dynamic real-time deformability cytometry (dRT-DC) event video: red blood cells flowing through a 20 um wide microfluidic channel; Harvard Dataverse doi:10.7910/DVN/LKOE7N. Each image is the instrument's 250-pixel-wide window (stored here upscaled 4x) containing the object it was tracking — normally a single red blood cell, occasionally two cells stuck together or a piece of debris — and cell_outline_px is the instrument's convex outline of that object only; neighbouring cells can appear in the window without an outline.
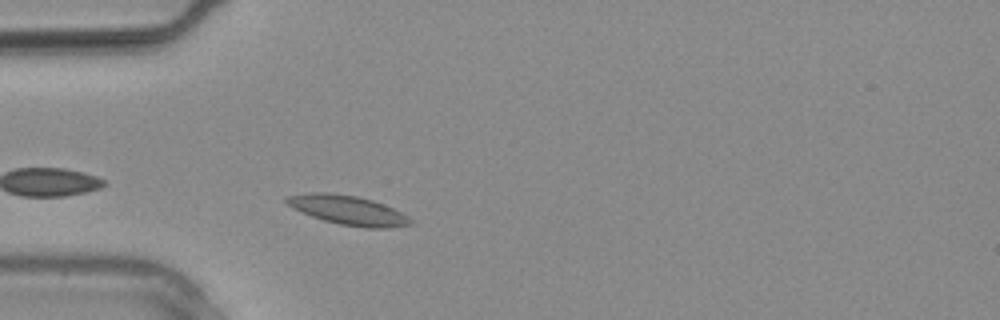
{"species": "common noctule bat (a hibernating species)", "species_latin": "Nyctalus noctula", "temperature_condition": "warm", "stored_images_in_passage": 8, "camera_frame_rate_fps": 3000, "um_per_image_px": 0.085, "animal": {"sex": "male", "body_mass_g": 20.4}, "frame": {"image": 1, "passage_image": 4, "time_ms": 1.0, "image_size_px": [1000, 320], "cell_outline_px": [[412, 224], [388, 228], [364, 228], [340, 224], [324, 220], [312, 216], [288, 204], [284, 200], [284, 196], [312, 192], [328, 192], [356, 196], [372, 200], [384, 204], [408, 216], [412, 220]], "centroid_in_image_um": [29.59, 17.86], "position_along_channel_um": 55.4, "area_um2": 20.92}}
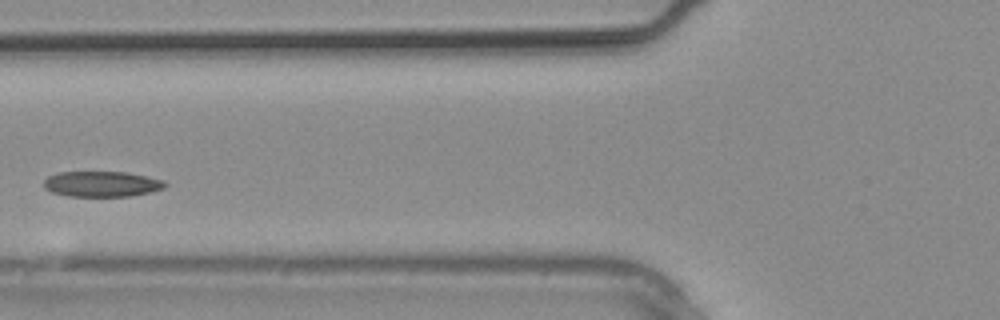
{"frame": {"image": 2, "passage_image": 7, "time_ms": 2.0, "image_size_px": [1000, 320], "cell_outline_px": [[168, 184], [164, 188], [148, 192], [128, 196], [68, 196], [52, 192], [44, 188], [44, 180], [48, 176], [60, 172], [124, 172], [164, 180]], "centroid_in_image_um": [8.63, 15.64], "position_along_channel_um": 117.2, "area_um2": 17.86}}